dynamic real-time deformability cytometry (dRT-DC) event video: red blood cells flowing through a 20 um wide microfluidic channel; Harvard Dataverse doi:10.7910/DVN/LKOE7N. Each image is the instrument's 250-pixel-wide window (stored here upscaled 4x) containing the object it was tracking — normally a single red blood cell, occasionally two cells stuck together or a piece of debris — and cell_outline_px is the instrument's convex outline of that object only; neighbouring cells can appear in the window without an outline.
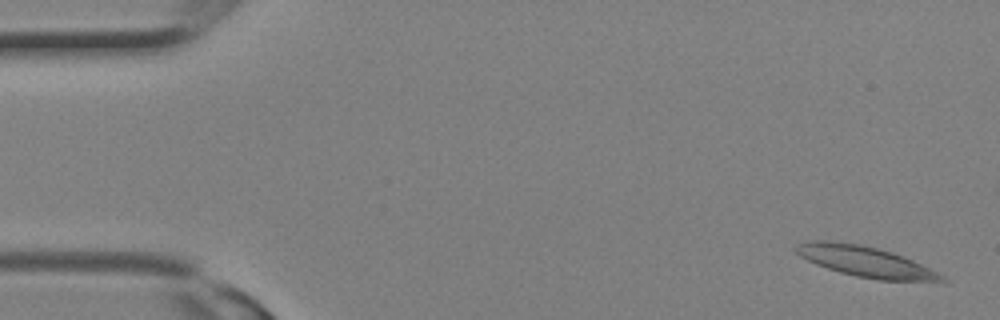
{"species": "Egyptian fruit bat (a non-hibernating species)", "species_latin": "Rousettus aegyptiacus", "temperature_condition": "room temperature", "stored_images_in_passage": 9, "camera_frame_rate_fps": 3000, "um_per_image_px": 0.085, "animal": {"sex": "female"}, "frame": {"image": 1, "passage_image": 1, "time_ms": 0.0, "image_size_px": [1000, 320], "cell_outline_px": [[948, 280], [944, 284], [940, 284], [880, 280], [856, 276], [840, 272], [816, 264], [800, 256], [796, 252], [796, 248], [800, 244], [808, 240], [828, 240], [860, 244], [892, 252], [904, 256], [944, 276]], "centroid_in_image_um": [73.7, 22.28], "position_along_channel_um": 11.3, "area_um2": 26.36}}